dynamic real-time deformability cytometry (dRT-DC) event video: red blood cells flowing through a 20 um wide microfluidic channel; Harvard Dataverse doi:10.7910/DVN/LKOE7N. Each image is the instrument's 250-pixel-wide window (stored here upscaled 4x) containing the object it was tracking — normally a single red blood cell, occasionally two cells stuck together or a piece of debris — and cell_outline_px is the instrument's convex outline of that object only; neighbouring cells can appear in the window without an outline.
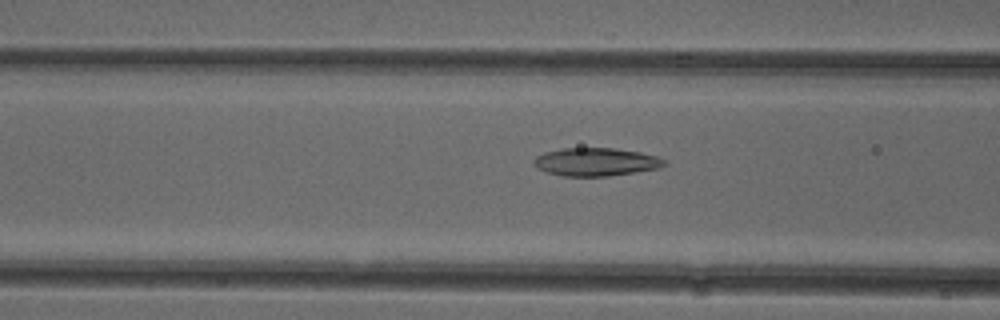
{"species": "common noctule bat (a hibernating species)", "species_latin": "Nyctalus noctula", "temperature_condition": "cold", "stored_images_in_passage": 52, "camera_frame_rate_fps": 3000, "um_per_image_px": 0.085, "animal": {"sex": "female"}, "frame": {"image": 1, "passage_image": 20, "time_ms": 6.333, "image_size_px": [1000, 320], "cell_outline_px": [[668, 164], [660, 168], [636, 172], [608, 176], [560, 176], [536, 168], [532, 164], [532, 160], [536, 156], [544, 152], [560, 148], [616, 148], [640, 152], [656, 156], [664, 160]], "centroid_in_image_um": [50.62, 13.76], "position_along_channel_um": 116.0, "area_um2": 21.62}}
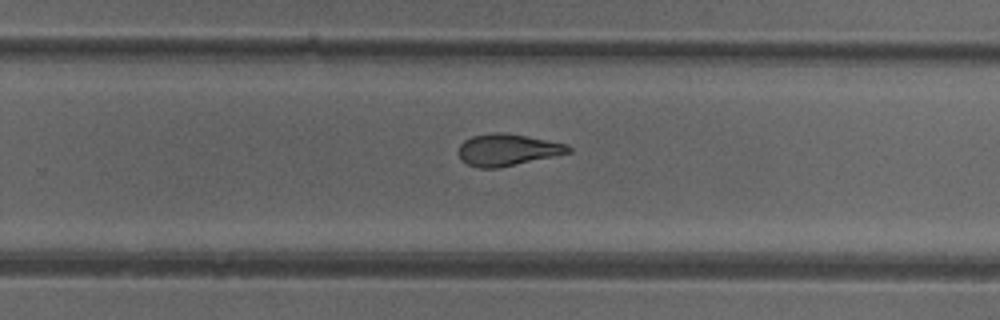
{"frame": {"image": 2, "passage_image": 33, "time_ms": 10.667, "image_size_px": [1000, 320], "cell_outline_px": [[572, 152], [500, 168], [480, 168], [468, 164], [460, 160], [460, 144], [464, 140], [472, 136], [492, 132], [504, 132], [528, 136], [568, 144], [572, 148]], "centroid_in_image_um": [43.16, 12.73], "position_along_channel_um": 286.6, "area_um2": 20.46}}
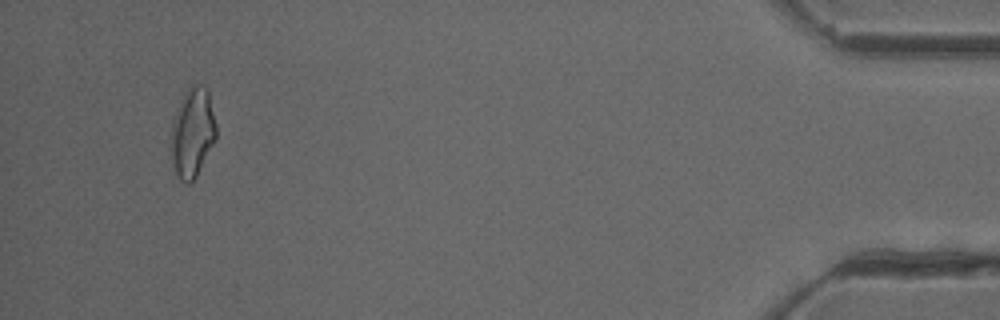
{"frame": {"image": 3, "passage_image": 49, "time_ms": 16.0, "image_size_px": [1000, 320], "cell_outline_px": [[216, 140], [196, 176], [188, 184], [184, 184], [180, 180], [176, 172], [168, 148], [172, 124], [176, 108], [180, 100], [188, 88], [192, 84], [204, 84], [208, 88], [216, 124]], "centroid_in_image_um": [16.34, 11.25], "position_along_channel_um": 418.9, "area_um2": 24.04}, "authors_computed_cell_mechanics": {"area_um2": 21.6461, "velocity_mm_per_s": 3.9416, "shape_relaxation_time_tau1_ms": 5.9559, "shape_relaxation_time_tau2_ms": 2.1594, "deformation_change_tau1": 0.1644, "deformation_change_tau2": 0.0892}}